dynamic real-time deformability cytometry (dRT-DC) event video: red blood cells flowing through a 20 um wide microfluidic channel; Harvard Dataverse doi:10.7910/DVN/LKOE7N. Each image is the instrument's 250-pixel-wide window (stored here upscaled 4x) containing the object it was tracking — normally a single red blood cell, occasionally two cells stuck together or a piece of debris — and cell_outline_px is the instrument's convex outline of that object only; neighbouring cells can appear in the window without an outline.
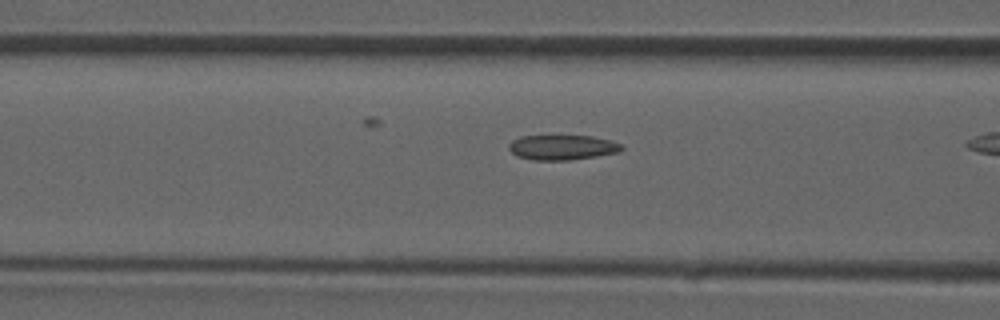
{"species": "common noctule bat (a hibernating species)", "species_latin": "Nyctalus noctula", "temperature_condition": "room temperature", "stored_images_in_passage": 10, "camera_frame_rate_fps": 3000, "um_per_image_px": 0.085, "animal": {"sex": "male", "forearm_length_mm": 52.5}, "frame": {"image": 1, "passage_image": 6, "time_ms": 1.667, "image_size_px": [1000, 320], "cell_outline_px": [[624, 148], [620, 152], [572, 160], [532, 160], [516, 156], [508, 148], [508, 144], [512, 140], [520, 136], [592, 136], [608, 140], [620, 144]], "centroid_in_image_um": [47.76, 12.53], "position_along_channel_um": 118.8, "area_um2": 16.42}}
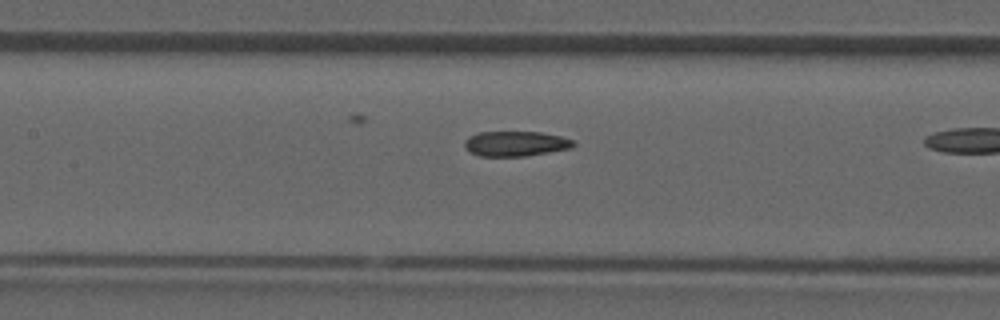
{"frame": {"image": 2, "passage_image": 9, "time_ms": 2.667, "image_size_px": [1000, 320], "cell_outline_px": [[576, 144], [572, 148], [524, 156], [480, 156], [464, 148], [464, 140], [468, 136], [480, 132], [540, 132], [560, 136], [576, 140]], "centroid_in_image_um": [43.84, 12.2], "position_along_channel_um": 163.6, "area_um2": 15.95}}